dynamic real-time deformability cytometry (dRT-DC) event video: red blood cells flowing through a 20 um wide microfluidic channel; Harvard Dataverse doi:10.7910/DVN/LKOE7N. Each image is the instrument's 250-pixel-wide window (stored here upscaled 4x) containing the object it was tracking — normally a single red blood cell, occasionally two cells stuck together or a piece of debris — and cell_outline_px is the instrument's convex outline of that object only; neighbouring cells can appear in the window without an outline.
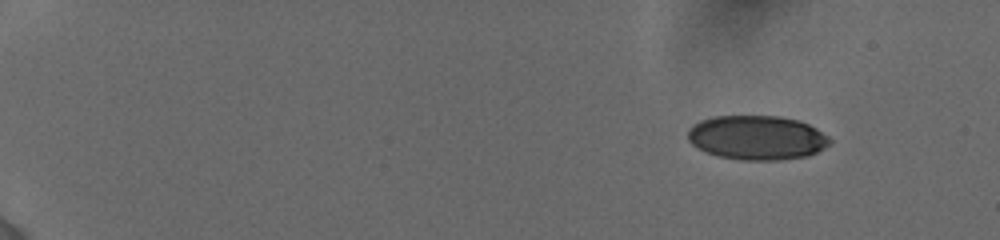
{"species": "human", "species_latin": "Homo sapiens", "temperature_condition": "cold", "stored_images_in_passage": 6, "segment_of_instrument_passage": [1, 2], "camera_frame_rate_fps": 3000, "um_per_image_px": 0.085, "donor": {"sex": "female"}, "frame": {"image": 1, "passage_image": 1, "time_ms": 0.0, "image_size_px": [1000, 240], "cell_outline_px": [[832, 140], [824, 148], [808, 156], [776, 160], [740, 160], [720, 156], [708, 152], [692, 144], [688, 140], [688, 128], [692, 124], [700, 120], [712, 116], [780, 116], [800, 120], [816, 128], [828, 136]], "centroid_in_image_um": [64.34, 11.68], "position_along_channel_um": 20.7, "area_um2": 36.7}}
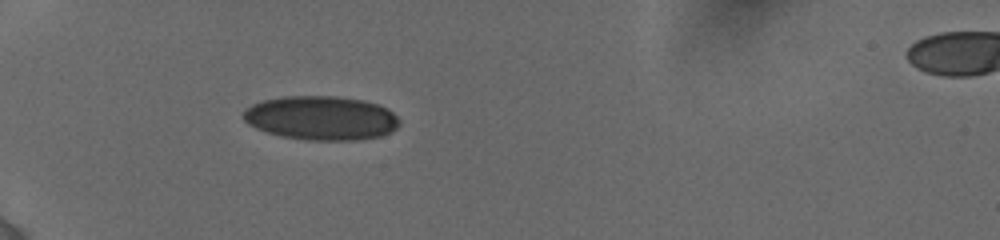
{"frame": {"image": 2, "passage_image": 5, "time_ms": 4.333, "image_size_px": [1000, 240], "cell_outline_px": [[400, 124], [392, 132], [380, 136], [356, 140], [308, 140], [280, 136], [256, 128], [248, 124], [240, 116], [244, 108], [252, 104], [264, 100], [284, 96], [336, 96], [364, 100], [380, 104], [388, 108], [400, 120]], "centroid_in_image_um": [27.3, 10.02], "position_along_channel_um": 57.7, "area_um2": 40.46}}